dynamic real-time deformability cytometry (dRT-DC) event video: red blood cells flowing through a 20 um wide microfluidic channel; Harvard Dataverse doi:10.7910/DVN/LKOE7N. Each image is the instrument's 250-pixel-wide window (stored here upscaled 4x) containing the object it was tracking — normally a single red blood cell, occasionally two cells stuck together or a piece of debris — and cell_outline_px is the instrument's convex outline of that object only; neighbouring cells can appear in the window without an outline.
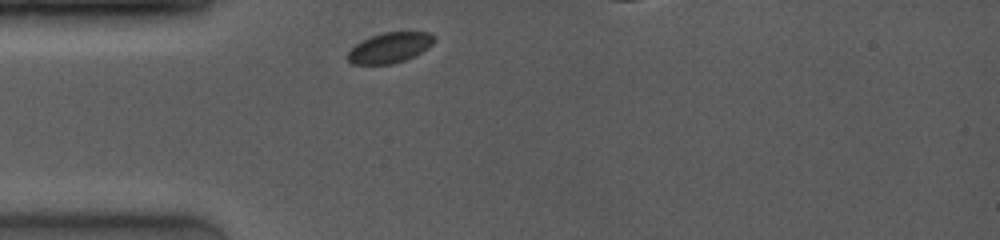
{"species": "common noctule bat (a hibernating species)", "species_latin": "Nyctalus noctula", "temperature_condition": "room temperature", "stored_images_in_passage": 21, "camera_frame_rate_fps": 4000, "um_per_image_px": 0.085, "animal": {"sex": "female", "body_mass_g": 19.0, "forearm_length_mm": 53.3}, "frame": {"image": 1, "passage_image": 1, "time_ms": 0.0, "image_size_px": [1000, 240], "cell_outline_px": [[436, 40], [428, 48], [404, 60], [392, 64], [352, 64], [344, 56], [356, 44], [372, 36], [384, 32], [428, 32], [436, 36]], "centroid_in_image_um": [33.13, 4.05], "position_along_channel_um": 51.9, "area_um2": 15.2}}
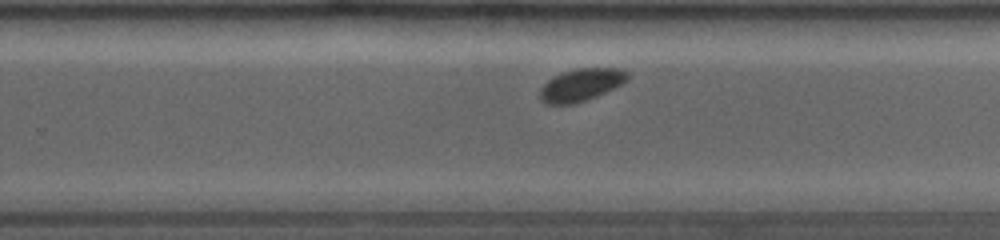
{"frame": {"image": 2, "passage_image": 16, "time_ms": 6.0, "image_size_px": [1000, 240], "cell_outline_px": [[628, 80], [596, 96], [572, 104], [548, 104], [540, 100], [540, 88], [548, 80], [564, 72], [576, 68], [620, 68], [628, 72]], "centroid_in_image_um": [49.38, 7.2], "position_along_channel_um": 280.4, "area_um2": 16.24}}
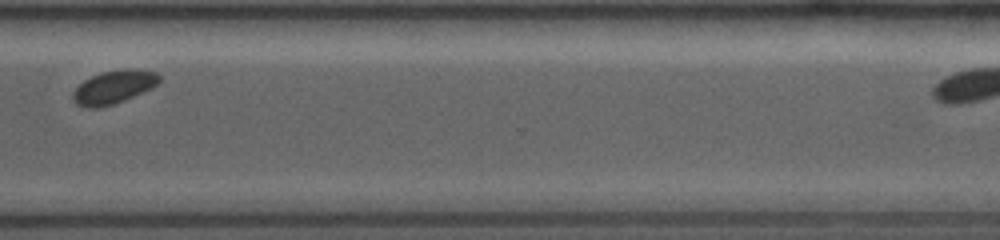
{"frame": {"image": 3, "passage_image": 19, "time_ms": 8.0, "image_size_px": [1000, 240], "cell_outline_px": [[160, 80], [152, 88], [124, 100], [100, 108], [88, 108], [76, 104], [72, 100], [72, 92], [84, 80], [100, 72], [128, 68], [136, 68], [156, 72], [160, 76]], "centroid_in_image_um": [9.65, 7.39], "position_along_channel_um": 360.9, "area_um2": 16.82}}